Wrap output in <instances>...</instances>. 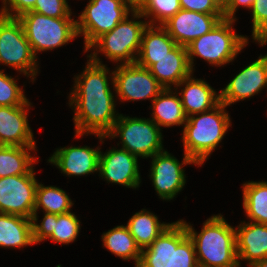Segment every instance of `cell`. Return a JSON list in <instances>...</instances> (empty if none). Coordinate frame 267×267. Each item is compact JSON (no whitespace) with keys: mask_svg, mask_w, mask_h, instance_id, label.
I'll return each instance as SVG.
<instances>
[{"mask_svg":"<svg viewBox=\"0 0 267 267\" xmlns=\"http://www.w3.org/2000/svg\"><path fill=\"white\" fill-rule=\"evenodd\" d=\"M116 136L122 140V149L137 157L151 158L164 150L161 128L149 118H132L119 114L106 138L114 139Z\"/></svg>","mask_w":267,"mask_h":267,"instance_id":"8","label":"cell"},{"mask_svg":"<svg viewBox=\"0 0 267 267\" xmlns=\"http://www.w3.org/2000/svg\"><path fill=\"white\" fill-rule=\"evenodd\" d=\"M17 19L36 58L39 51L53 50L78 37L76 20L71 17L54 18L28 11Z\"/></svg>","mask_w":267,"mask_h":267,"instance_id":"7","label":"cell"},{"mask_svg":"<svg viewBox=\"0 0 267 267\" xmlns=\"http://www.w3.org/2000/svg\"><path fill=\"white\" fill-rule=\"evenodd\" d=\"M264 87H267V54L260 55L220 90V102L230 106L260 93Z\"/></svg>","mask_w":267,"mask_h":267,"instance_id":"14","label":"cell"},{"mask_svg":"<svg viewBox=\"0 0 267 267\" xmlns=\"http://www.w3.org/2000/svg\"><path fill=\"white\" fill-rule=\"evenodd\" d=\"M29 100L20 106H0V146H36L28 124Z\"/></svg>","mask_w":267,"mask_h":267,"instance_id":"17","label":"cell"},{"mask_svg":"<svg viewBox=\"0 0 267 267\" xmlns=\"http://www.w3.org/2000/svg\"><path fill=\"white\" fill-rule=\"evenodd\" d=\"M243 207L251 222L267 225V181L243 184Z\"/></svg>","mask_w":267,"mask_h":267,"instance_id":"29","label":"cell"},{"mask_svg":"<svg viewBox=\"0 0 267 267\" xmlns=\"http://www.w3.org/2000/svg\"><path fill=\"white\" fill-rule=\"evenodd\" d=\"M147 0H125V2L133 9L139 10Z\"/></svg>","mask_w":267,"mask_h":267,"instance_id":"38","label":"cell"},{"mask_svg":"<svg viewBox=\"0 0 267 267\" xmlns=\"http://www.w3.org/2000/svg\"><path fill=\"white\" fill-rule=\"evenodd\" d=\"M34 169L29 174L0 178V213L32 219L37 179Z\"/></svg>","mask_w":267,"mask_h":267,"instance_id":"12","label":"cell"},{"mask_svg":"<svg viewBox=\"0 0 267 267\" xmlns=\"http://www.w3.org/2000/svg\"><path fill=\"white\" fill-rule=\"evenodd\" d=\"M215 5L223 12L228 4V0H212Z\"/></svg>","mask_w":267,"mask_h":267,"instance_id":"39","label":"cell"},{"mask_svg":"<svg viewBox=\"0 0 267 267\" xmlns=\"http://www.w3.org/2000/svg\"><path fill=\"white\" fill-rule=\"evenodd\" d=\"M32 231L34 244L50 239L55 243L69 244L78 237L80 220L71 211L65 214L44 213V217L37 224L38 215L32 216Z\"/></svg>","mask_w":267,"mask_h":267,"instance_id":"18","label":"cell"},{"mask_svg":"<svg viewBox=\"0 0 267 267\" xmlns=\"http://www.w3.org/2000/svg\"><path fill=\"white\" fill-rule=\"evenodd\" d=\"M31 11L54 18L71 17L72 14L67 0H36Z\"/></svg>","mask_w":267,"mask_h":267,"instance_id":"34","label":"cell"},{"mask_svg":"<svg viewBox=\"0 0 267 267\" xmlns=\"http://www.w3.org/2000/svg\"><path fill=\"white\" fill-rule=\"evenodd\" d=\"M132 11L125 0H89L76 20L78 36L84 37L85 51L98 37L112 31Z\"/></svg>","mask_w":267,"mask_h":267,"instance_id":"10","label":"cell"},{"mask_svg":"<svg viewBox=\"0 0 267 267\" xmlns=\"http://www.w3.org/2000/svg\"><path fill=\"white\" fill-rule=\"evenodd\" d=\"M183 10L204 14H223L212 0H179Z\"/></svg>","mask_w":267,"mask_h":267,"instance_id":"36","label":"cell"},{"mask_svg":"<svg viewBox=\"0 0 267 267\" xmlns=\"http://www.w3.org/2000/svg\"><path fill=\"white\" fill-rule=\"evenodd\" d=\"M185 87L178 94L181 96L184 113L187 117L212 110L220 103V94L205 80L195 79L192 74L183 79L174 89Z\"/></svg>","mask_w":267,"mask_h":267,"instance_id":"21","label":"cell"},{"mask_svg":"<svg viewBox=\"0 0 267 267\" xmlns=\"http://www.w3.org/2000/svg\"><path fill=\"white\" fill-rule=\"evenodd\" d=\"M226 107L220 102L212 110L195 114L196 117L194 115L187 117L182 133L184 153L198 166L209 159L231 126Z\"/></svg>","mask_w":267,"mask_h":267,"instance_id":"3","label":"cell"},{"mask_svg":"<svg viewBox=\"0 0 267 267\" xmlns=\"http://www.w3.org/2000/svg\"><path fill=\"white\" fill-rule=\"evenodd\" d=\"M181 221L193 240L199 267H240L235 228L221 214L208 218L199 234L191 224Z\"/></svg>","mask_w":267,"mask_h":267,"instance_id":"2","label":"cell"},{"mask_svg":"<svg viewBox=\"0 0 267 267\" xmlns=\"http://www.w3.org/2000/svg\"><path fill=\"white\" fill-rule=\"evenodd\" d=\"M251 267H267V257L255 262Z\"/></svg>","mask_w":267,"mask_h":267,"instance_id":"40","label":"cell"},{"mask_svg":"<svg viewBox=\"0 0 267 267\" xmlns=\"http://www.w3.org/2000/svg\"><path fill=\"white\" fill-rule=\"evenodd\" d=\"M172 223H161L158 217L146 209L135 213L126 226L140 249L149 247L153 241Z\"/></svg>","mask_w":267,"mask_h":267,"instance_id":"27","label":"cell"},{"mask_svg":"<svg viewBox=\"0 0 267 267\" xmlns=\"http://www.w3.org/2000/svg\"><path fill=\"white\" fill-rule=\"evenodd\" d=\"M149 71L163 88L175 87L185 78L193 74L185 46L177 45L167 56L155 60Z\"/></svg>","mask_w":267,"mask_h":267,"instance_id":"22","label":"cell"},{"mask_svg":"<svg viewBox=\"0 0 267 267\" xmlns=\"http://www.w3.org/2000/svg\"><path fill=\"white\" fill-rule=\"evenodd\" d=\"M131 14L133 19L131 18L129 20L130 16H126L112 31L98 37L88 49L84 51L87 52L89 49L93 51V53L91 52V54L87 56L91 61L103 64L98 57V52H102L107 59L114 62L119 61L121 65L136 63L142 34L148 22L137 20L144 18L138 10H133Z\"/></svg>","mask_w":267,"mask_h":267,"instance_id":"5","label":"cell"},{"mask_svg":"<svg viewBox=\"0 0 267 267\" xmlns=\"http://www.w3.org/2000/svg\"><path fill=\"white\" fill-rule=\"evenodd\" d=\"M180 9L179 0H147L138 11L143 17L152 18L148 25H163Z\"/></svg>","mask_w":267,"mask_h":267,"instance_id":"31","label":"cell"},{"mask_svg":"<svg viewBox=\"0 0 267 267\" xmlns=\"http://www.w3.org/2000/svg\"><path fill=\"white\" fill-rule=\"evenodd\" d=\"M150 179L158 194L163 200H173L185 186V171L182 166L186 164L198 165L193 159L184 153L182 163H179L172 154L166 150L151 157Z\"/></svg>","mask_w":267,"mask_h":267,"instance_id":"13","label":"cell"},{"mask_svg":"<svg viewBox=\"0 0 267 267\" xmlns=\"http://www.w3.org/2000/svg\"><path fill=\"white\" fill-rule=\"evenodd\" d=\"M100 148L71 146L58 148L48 159L67 176H83L99 171Z\"/></svg>","mask_w":267,"mask_h":267,"instance_id":"19","label":"cell"},{"mask_svg":"<svg viewBox=\"0 0 267 267\" xmlns=\"http://www.w3.org/2000/svg\"><path fill=\"white\" fill-rule=\"evenodd\" d=\"M236 20L222 19L211 31L193 40L186 46L192 72L194 58L200 57L211 65L229 64L246 47L248 37L236 34L233 23Z\"/></svg>","mask_w":267,"mask_h":267,"instance_id":"6","label":"cell"},{"mask_svg":"<svg viewBox=\"0 0 267 267\" xmlns=\"http://www.w3.org/2000/svg\"><path fill=\"white\" fill-rule=\"evenodd\" d=\"M36 146H0V178L29 174L37 163L30 155Z\"/></svg>","mask_w":267,"mask_h":267,"instance_id":"26","label":"cell"},{"mask_svg":"<svg viewBox=\"0 0 267 267\" xmlns=\"http://www.w3.org/2000/svg\"><path fill=\"white\" fill-rule=\"evenodd\" d=\"M251 12L252 38L264 46L267 44V0H255Z\"/></svg>","mask_w":267,"mask_h":267,"instance_id":"33","label":"cell"},{"mask_svg":"<svg viewBox=\"0 0 267 267\" xmlns=\"http://www.w3.org/2000/svg\"><path fill=\"white\" fill-rule=\"evenodd\" d=\"M109 70L88 59L83 72L74 78L69 104L74 109L75 137L94 134L102 143L113 129L119 113L116 114L115 96L109 87L108 78L113 80V72L107 77Z\"/></svg>","mask_w":267,"mask_h":267,"instance_id":"1","label":"cell"},{"mask_svg":"<svg viewBox=\"0 0 267 267\" xmlns=\"http://www.w3.org/2000/svg\"><path fill=\"white\" fill-rule=\"evenodd\" d=\"M103 247L123 260H135L139 265L142 250L137 245L127 226L118 225L102 234Z\"/></svg>","mask_w":267,"mask_h":267,"instance_id":"28","label":"cell"},{"mask_svg":"<svg viewBox=\"0 0 267 267\" xmlns=\"http://www.w3.org/2000/svg\"><path fill=\"white\" fill-rule=\"evenodd\" d=\"M33 245L32 220L27 217L0 213V247L21 248Z\"/></svg>","mask_w":267,"mask_h":267,"instance_id":"25","label":"cell"},{"mask_svg":"<svg viewBox=\"0 0 267 267\" xmlns=\"http://www.w3.org/2000/svg\"><path fill=\"white\" fill-rule=\"evenodd\" d=\"M222 19L223 14H204L180 9L162 26L177 45L186 47L193 40L211 31Z\"/></svg>","mask_w":267,"mask_h":267,"instance_id":"15","label":"cell"},{"mask_svg":"<svg viewBox=\"0 0 267 267\" xmlns=\"http://www.w3.org/2000/svg\"><path fill=\"white\" fill-rule=\"evenodd\" d=\"M176 46L177 43L162 25H147L142 34L136 63L149 69L155 60L167 56Z\"/></svg>","mask_w":267,"mask_h":267,"instance_id":"23","label":"cell"},{"mask_svg":"<svg viewBox=\"0 0 267 267\" xmlns=\"http://www.w3.org/2000/svg\"><path fill=\"white\" fill-rule=\"evenodd\" d=\"M254 2L255 0H228V4L225 10L223 11L224 19L237 20L234 15L238 7L243 6L248 10H251Z\"/></svg>","mask_w":267,"mask_h":267,"instance_id":"37","label":"cell"},{"mask_svg":"<svg viewBox=\"0 0 267 267\" xmlns=\"http://www.w3.org/2000/svg\"><path fill=\"white\" fill-rule=\"evenodd\" d=\"M113 90L120 101H153L164 89L148 68L134 64H120L113 71Z\"/></svg>","mask_w":267,"mask_h":267,"instance_id":"11","label":"cell"},{"mask_svg":"<svg viewBox=\"0 0 267 267\" xmlns=\"http://www.w3.org/2000/svg\"><path fill=\"white\" fill-rule=\"evenodd\" d=\"M2 2L4 6L2 5L0 14L10 18H18L31 11L36 4V0H2Z\"/></svg>","mask_w":267,"mask_h":267,"instance_id":"35","label":"cell"},{"mask_svg":"<svg viewBox=\"0 0 267 267\" xmlns=\"http://www.w3.org/2000/svg\"><path fill=\"white\" fill-rule=\"evenodd\" d=\"M236 232V251L240 260H246L251 267L255 262L267 257V225L256 222H241Z\"/></svg>","mask_w":267,"mask_h":267,"instance_id":"20","label":"cell"},{"mask_svg":"<svg viewBox=\"0 0 267 267\" xmlns=\"http://www.w3.org/2000/svg\"><path fill=\"white\" fill-rule=\"evenodd\" d=\"M137 267H199L184 223L173 222L149 247L142 249Z\"/></svg>","mask_w":267,"mask_h":267,"instance_id":"4","label":"cell"},{"mask_svg":"<svg viewBox=\"0 0 267 267\" xmlns=\"http://www.w3.org/2000/svg\"><path fill=\"white\" fill-rule=\"evenodd\" d=\"M175 90L174 92L171 88H164L152 101V120L159 127L184 126L187 121L180 96L177 89Z\"/></svg>","mask_w":267,"mask_h":267,"instance_id":"24","label":"cell"},{"mask_svg":"<svg viewBox=\"0 0 267 267\" xmlns=\"http://www.w3.org/2000/svg\"><path fill=\"white\" fill-rule=\"evenodd\" d=\"M98 172L107 182L128 188L136 189L141 183L138 157L122 148H111L104 154L100 152Z\"/></svg>","mask_w":267,"mask_h":267,"instance_id":"16","label":"cell"},{"mask_svg":"<svg viewBox=\"0 0 267 267\" xmlns=\"http://www.w3.org/2000/svg\"><path fill=\"white\" fill-rule=\"evenodd\" d=\"M12 76L0 70V106L24 105L28 99Z\"/></svg>","mask_w":267,"mask_h":267,"instance_id":"32","label":"cell"},{"mask_svg":"<svg viewBox=\"0 0 267 267\" xmlns=\"http://www.w3.org/2000/svg\"><path fill=\"white\" fill-rule=\"evenodd\" d=\"M15 68L35 81L37 58L32 52L21 22L0 14V64Z\"/></svg>","mask_w":267,"mask_h":267,"instance_id":"9","label":"cell"},{"mask_svg":"<svg viewBox=\"0 0 267 267\" xmlns=\"http://www.w3.org/2000/svg\"><path fill=\"white\" fill-rule=\"evenodd\" d=\"M73 204V201L63 189L38 183L33 216H37L40 207L45 213L65 214L71 211Z\"/></svg>","mask_w":267,"mask_h":267,"instance_id":"30","label":"cell"}]
</instances>
